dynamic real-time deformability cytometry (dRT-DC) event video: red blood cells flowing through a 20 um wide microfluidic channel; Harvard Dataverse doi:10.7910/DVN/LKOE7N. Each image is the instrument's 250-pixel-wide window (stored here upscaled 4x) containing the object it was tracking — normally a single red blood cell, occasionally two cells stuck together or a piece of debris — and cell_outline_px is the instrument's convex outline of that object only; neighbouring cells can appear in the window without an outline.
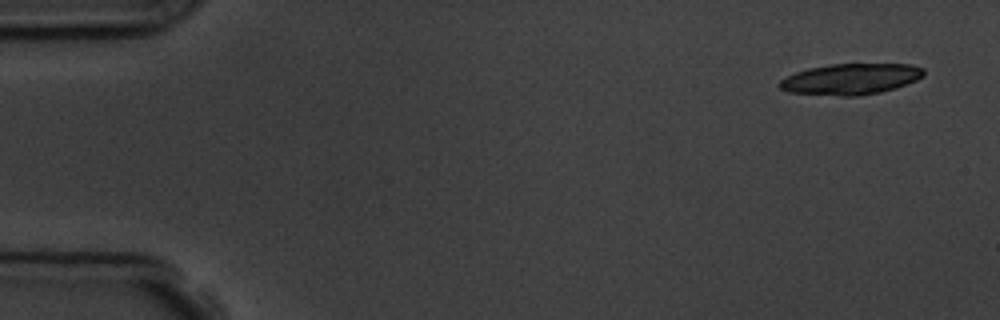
{"species": "common noctule bat (a hibernating species)", "species_latin": "Nyctalus noctula", "temperature_condition": "room temperature", "stored_images_in_passage": 7, "camera_frame_rate_fps": 3000, "um_per_image_px": 0.085, "animal": {"sex": "male", "body_mass_g": 19.5, "forearm_length_mm": 54.6}, "frame": {"image": 1, "passage_image": 1, "time_ms": 0.0, "image_size_px": [1000, 320], "cell_outline_px": [[924, 76], [908, 84], [896, 88], [880, 92], [856, 96], [840, 96], [788, 92], [780, 88], [776, 84], [780, 80], [796, 72], [808, 68], [832, 64], [912, 64], [924, 68]], "centroid_in_image_um": [72.33, 6.72], "position_along_channel_um": 12.7, "area_um2": 26.13}}